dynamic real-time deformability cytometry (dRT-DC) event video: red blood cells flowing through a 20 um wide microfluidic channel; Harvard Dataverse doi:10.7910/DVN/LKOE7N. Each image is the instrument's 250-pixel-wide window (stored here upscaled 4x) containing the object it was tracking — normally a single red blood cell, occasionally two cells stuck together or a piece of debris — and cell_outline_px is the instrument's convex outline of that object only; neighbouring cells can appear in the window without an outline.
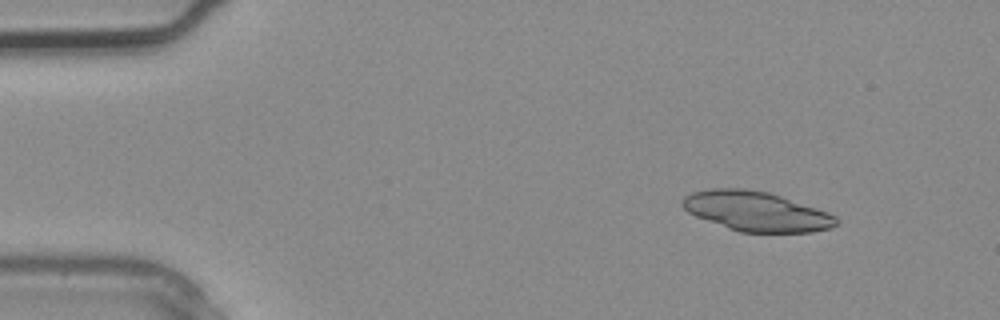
{"species": "common noctule bat (a hibernating species)", "species_latin": "Nyctalus noctula", "temperature_condition": "warm", "stored_images_in_passage": 2, "camera_frame_rate_fps": 3000, "um_per_image_px": 0.085, "animal": {"sex": "male", "body_mass_g": 20.4}, "frame": {"image": 1, "passage_image": 1, "time_ms": 0.0, "image_size_px": [1000, 320], "cell_outline_px": [[840, 220], [832, 228], [812, 232], [740, 232], [728, 228], [696, 216], [688, 212], [680, 204], [680, 200], [684, 196], [692, 192], [712, 188], [744, 188], [768, 192], [828, 212], [836, 216]], "centroid_in_image_um": [64.27, 17.96], "position_along_channel_um": 20.7, "area_um2": 35.49}}